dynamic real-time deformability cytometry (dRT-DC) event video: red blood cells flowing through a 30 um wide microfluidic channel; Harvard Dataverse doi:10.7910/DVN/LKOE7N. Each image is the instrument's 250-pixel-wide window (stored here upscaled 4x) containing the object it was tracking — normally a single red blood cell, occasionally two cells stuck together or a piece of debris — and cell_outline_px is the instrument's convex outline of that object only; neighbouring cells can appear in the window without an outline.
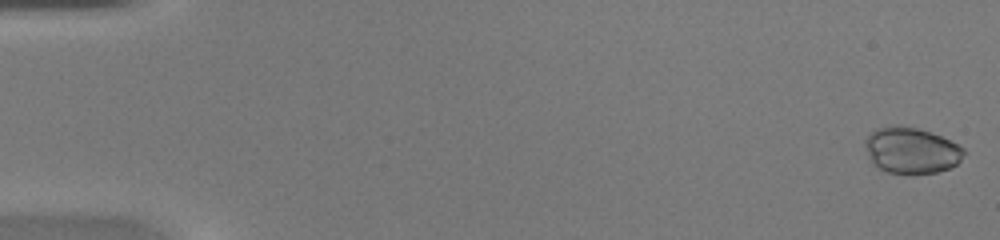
{"species": "common noctule bat (a hibernating species)", "species_latin": "Nyctalus noctula", "temperature_condition": "warm", "stored_images_in_passage": 45, "camera_frame_rate_fps": 3000, "um_per_image_px": 0.085, "animal": {"sex": "female", "body_mass_g": 20.0, "forearm_length_mm": 54.0}, "frame": {"image": 1, "passage_image": 1, "time_ms": 0.0, "image_size_px": [1000, 240], "cell_outline_px": [[964, 152], [960, 160], [956, 164], [948, 168], [936, 172], [912, 176], [884, 172], [872, 164], [868, 156], [864, 144], [864, 140], [876, 128], [916, 128], [932, 132], [964, 148]], "centroid_in_image_um": [77.43, 12.86], "position_along_channel_um": 7.6, "area_um2": 26.41}}
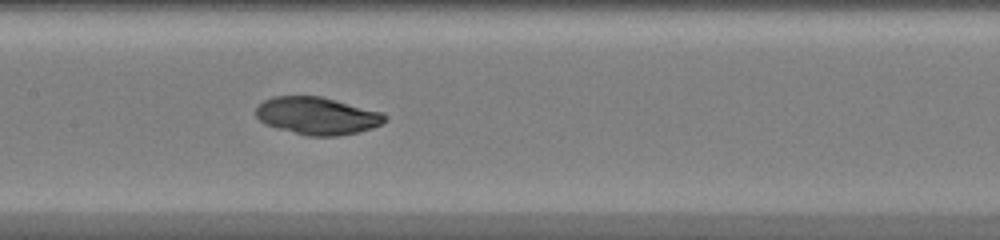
{"frame": {"image": 2, "passage_image": 23, "time_ms": 7.333, "image_size_px": [1000, 240], "cell_outline_px": [[388, 120], [372, 128], [356, 132], [336, 136], [308, 136], [276, 128], [264, 124], [256, 116], [256, 108], [264, 100], [272, 96], [320, 96], [384, 112], [388, 116]], "centroid_in_image_um": [26.97, 9.84], "position_along_channel_um": 180.4, "area_um2": 28.26}}
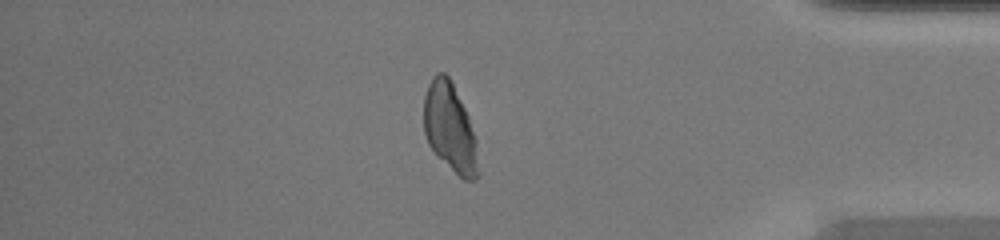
{"frame": {"image": 3, "passage_image": 39, "time_ms": 12.667, "image_size_px": [1000, 240], "cell_outline_px": [[480, 176], [476, 180], [464, 180], [436, 156], [428, 144], [424, 132], [424, 96], [428, 84], [432, 76], [436, 72], [444, 72], [452, 80], [468, 116], [476, 140], [480, 172]], "centroid_in_image_um": [38.25, 10.87], "position_along_channel_um": 396.9, "area_um2": 28.55}}